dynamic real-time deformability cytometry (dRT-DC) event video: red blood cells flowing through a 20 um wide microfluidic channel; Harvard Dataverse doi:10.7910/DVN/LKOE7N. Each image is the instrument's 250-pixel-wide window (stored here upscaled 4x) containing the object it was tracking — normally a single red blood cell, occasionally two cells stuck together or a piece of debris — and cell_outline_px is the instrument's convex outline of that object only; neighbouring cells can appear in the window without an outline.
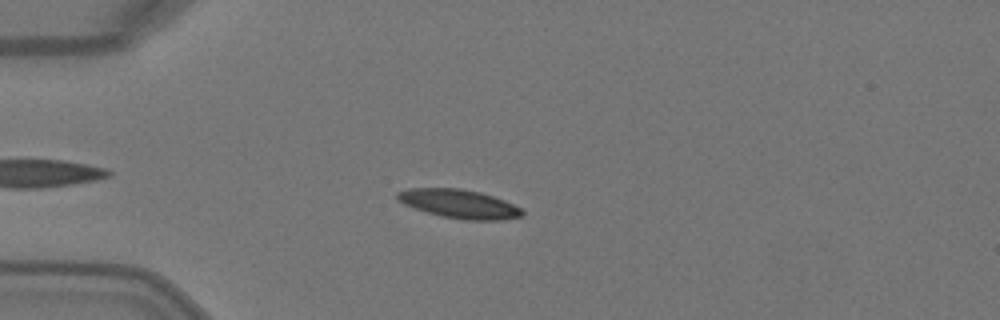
{"species": "Egyptian fruit bat (a non-hibernating species)", "species_latin": "Rousettus aegyptiacus", "temperature_condition": "warm", "stored_images_in_passage": 5, "camera_frame_rate_fps": 3000, "um_per_image_px": 0.085, "animal": {"sex": "female"}, "frame": {"image": 1, "passage_image": 4, "time_ms": 1.0, "image_size_px": [1000, 320], "cell_outline_px": [[524, 216], [500, 220], [464, 220], [440, 216], [404, 204], [396, 200], [396, 192], [408, 188], [460, 188], [480, 192], [504, 200], [520, 208], [524, 212]], "centroid_in_image_um": [39.01, 17.32], "position_along_channel_um": 46.0, "area_um2": 20.92}}